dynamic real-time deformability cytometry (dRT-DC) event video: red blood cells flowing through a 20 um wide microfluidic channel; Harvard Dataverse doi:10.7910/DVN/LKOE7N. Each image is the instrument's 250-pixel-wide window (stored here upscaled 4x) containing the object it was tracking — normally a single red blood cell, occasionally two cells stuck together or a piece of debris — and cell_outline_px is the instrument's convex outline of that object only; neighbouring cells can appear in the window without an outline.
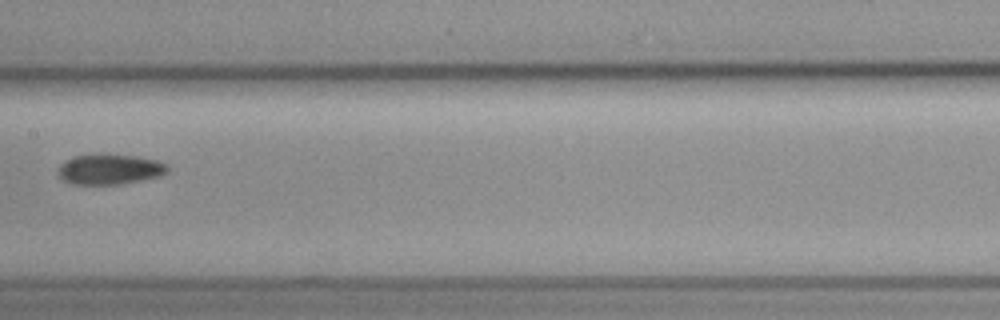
{"species": "common noctule bat (a hibernating species)", "species_latin": "Nyctalus noctula", "temperature_condition": "cold", "stored_images_in_passage": 10, "camera_frame_rate_fps": 3000, "um_per_image_px": 0.085, "animal": {"sex": "female", "body_mass_g": 19.3, "forearm_length_mm": 54.1}, "frame": {"image": 1, "passage_image": 8, "time_ms": 9.333, "image_size_px": [1000, 320], "cell_outline_px": [[168, 172], [160, 176], [120, 184], [72, 184], [64, 180], [60, 176], [60, 164], [64, 160], [72, 156], [96, 152], [100, 152], [136, 156], [156, 160], [168, 164]], "centroid_in_image_um": [9.32, 14.35], "position_along_channel_um": 198.1, "area_um2": 19.71}}